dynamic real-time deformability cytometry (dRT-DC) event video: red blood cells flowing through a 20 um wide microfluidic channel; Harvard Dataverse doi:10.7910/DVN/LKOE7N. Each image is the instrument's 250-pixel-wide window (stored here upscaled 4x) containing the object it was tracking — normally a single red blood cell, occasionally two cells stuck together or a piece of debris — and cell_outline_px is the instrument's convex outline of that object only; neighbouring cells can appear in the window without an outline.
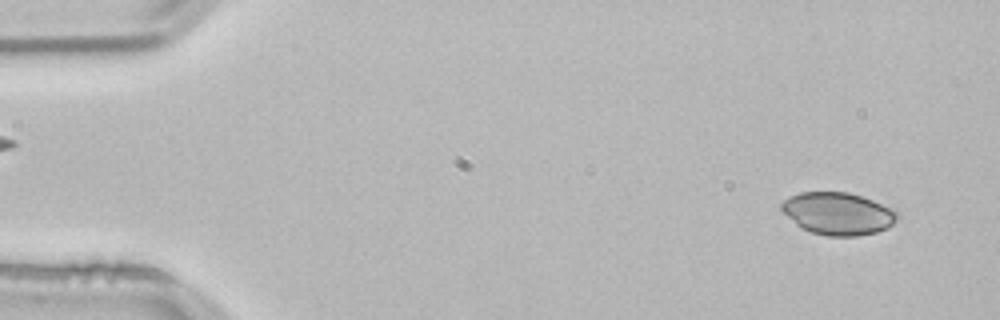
{"species": "common noctule bat (a hibernating species)", "species_latin": "Nyctalus noctula", "temperature_condition": "room temperature", "stored_images_in_passage": 52, "camera_frame_rate_fps": 3000, "um_per_image_px": 0.085, "animal": {"sex": "male", "body_mass_g": 21.5, "forearm_length_mm": 52.0}, "frame": {"image": 1, "passage_image": 3, "time_ms": 0.667, "image_size_px": [1000, 320], "cell_outline_px": [[900, 216], [888, 228], [876, 232], [856, 236], [828, 236], [812, 232], [800, 228], [780, 208], [780, 204], [784, 200], [800, 192], [848, 192], [872, 200], [896, 212]], "centroid_in_image_um": [71.21, 18.16], "position_along_channel_um": 13.8, "area_um2": 28.26}}
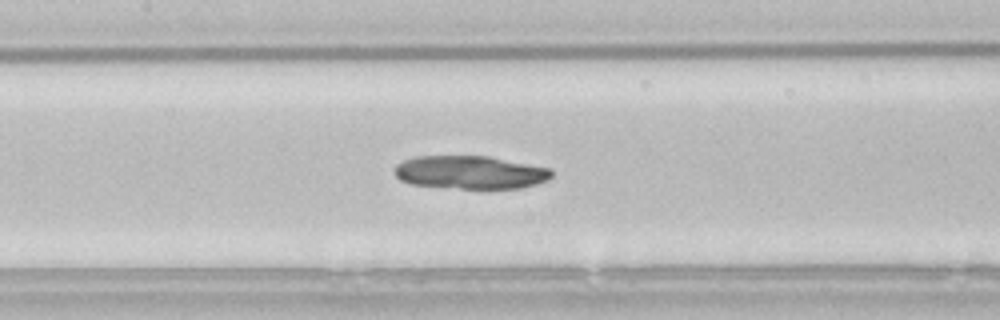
{"frame": {"image": 2, "passage_image": 24, "time_ms": 7.667, "image_size_px": [1000, 320], "cell_outline_px": [[552, 176], [548, 180], [536, 184], [520, 188], [460, 188], [412, 184], [400, 180], [392, 172], [396, 164], [404, 160], [416, 156], [488, 156], [552, 168]], "centroid_in_image_um": [39.97, 14.64], "position_along_channel_um": 167.4, "area_um2": 30.4}}
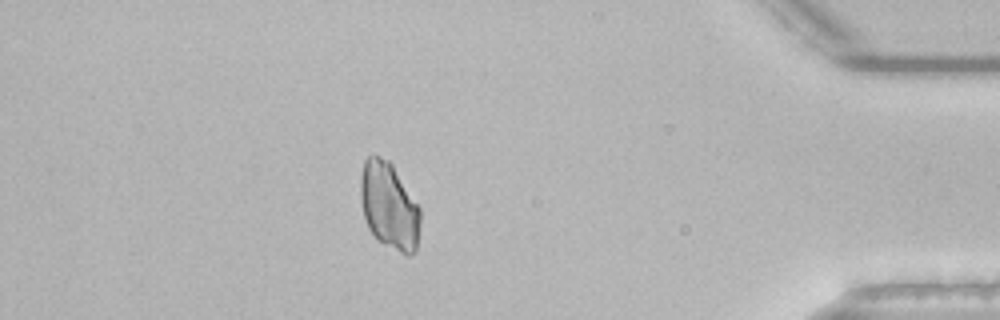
{"frame": {"image": 3, "passage_image": 46, "time_ms": 15.0, "image_size_px": [1000, 320], "cell_outline_px": [[420, 224], [416, 252], [408, 256], [404, 256], [376, 240], [368, 228], [364, 216], [360, 200], [360, 180], [364, 160], [372, 152], [388, 160], [392, 164], [420, 208]], "centroid_in_image_um": [33.06, 17.52], "position_along_channel_um": 402.1, "area_um2": 30.81}}